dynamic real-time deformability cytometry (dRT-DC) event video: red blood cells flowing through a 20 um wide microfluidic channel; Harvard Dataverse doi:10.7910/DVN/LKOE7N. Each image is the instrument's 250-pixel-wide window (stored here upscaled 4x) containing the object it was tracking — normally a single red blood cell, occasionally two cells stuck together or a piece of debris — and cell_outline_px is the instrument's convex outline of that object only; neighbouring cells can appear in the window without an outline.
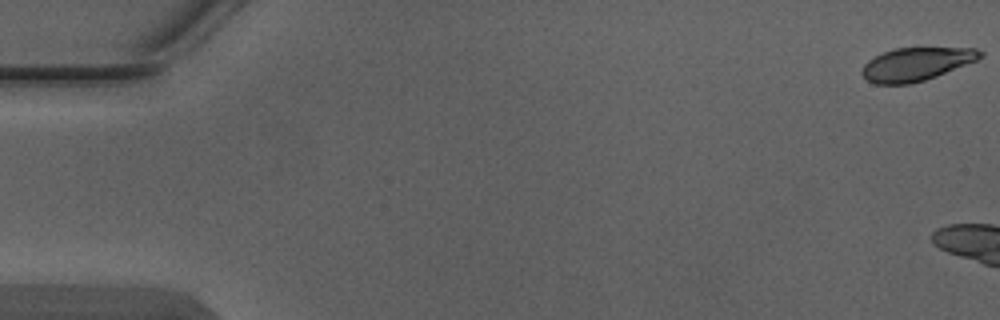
{"species": "Egyptian fruit bat (a non-hibernating species)", "species_latin": "Rousettus aegyptiacus", "temperature_condition": "warm", "stored_images_in_passage": 6, "camera_frame_rate_fps": 3000, "um_per_image_px": 0.085, "animal": {"sex": "male"}, "frame": {"image": 1, "passage_image": 1, "time_ms": 0.0, "image_size_px": [1000, 320], "cell_outline_px": [[984, 56], [976, 60], [936, 76], [912, 84], [876, 84], [868, 80], [860, 72], [864, 64], [868, 60], [884, 52], [896, 48], [976, 48], [984, 52]], "centroid_in_image_um": [77.88, 5.45], "position_along_channel_um": 7.1, "area_um2": 22.66}}